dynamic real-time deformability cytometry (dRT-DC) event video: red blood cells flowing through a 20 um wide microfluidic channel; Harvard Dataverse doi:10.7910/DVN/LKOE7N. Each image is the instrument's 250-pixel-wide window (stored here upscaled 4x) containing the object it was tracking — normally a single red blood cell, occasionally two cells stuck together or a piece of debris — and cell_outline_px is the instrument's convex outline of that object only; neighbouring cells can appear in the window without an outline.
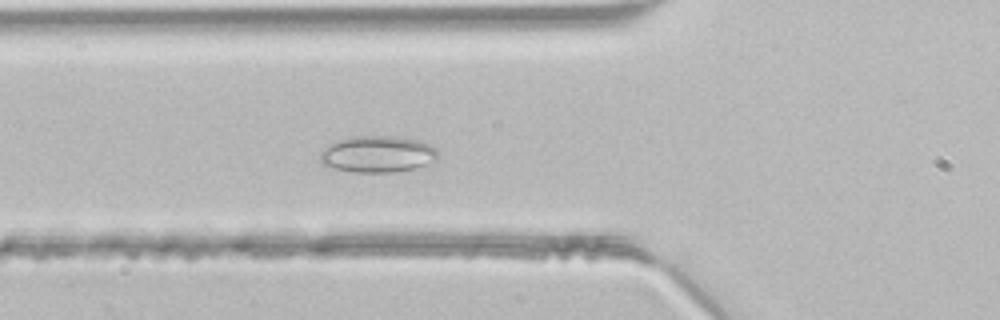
{"species": "common noctule bat (a hibernating species)", "species_latin": "Nyctalus noctula", "temperature_condition": "room temperature", "stored_images_in_passage": 44, "segment_of_instrument_passage": [1, 2], "camera_frame_rate_fps": 3000, "um_per_image_px": 0.085, "animal": {"sex": "male", "body_mass_g": 21.5, "forearm_length_mm": 52.0}, "frame": {"image": 1, "passage_image": 14, "time_ms": 4.333, "image_size_px": [1000, 320], "cell_outline_px": [[440, 152], [436, 160], [412, 168], [392, 172], [352, 172], [336, 168], [324, 164], [320, 160], [320, 152], [336, 140], [356, 136], [392, 136], [420, 140], [428, 144]], "centroid_in_image_um": [32.1, 13.09], "position_along_channel_um": 93.7, "area_um2": 24.8}}
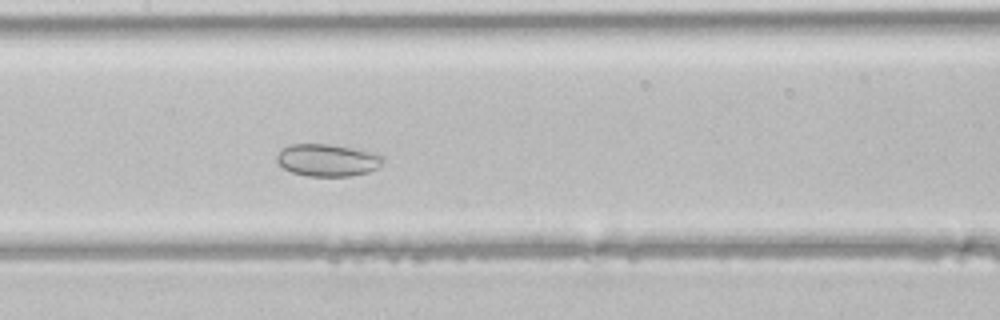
{"frame": {"image": 2, "passage_image": 20, "time_ms": 6.333, "image_size_px": [1000, 320], "cell_outline_px": [[384, 160], [376, 168], [368, 172], [348, 176], [308, 176], [292, 172], [284, 168], [276, 160], [276, 156], [284, 148], [292, 144], [328, 144], [352, 148], [384, 156]], "centroid_in_image_um": [27.82, 13.62], "position_along_channel_um": 179.6, "area_um2": 19.59}}
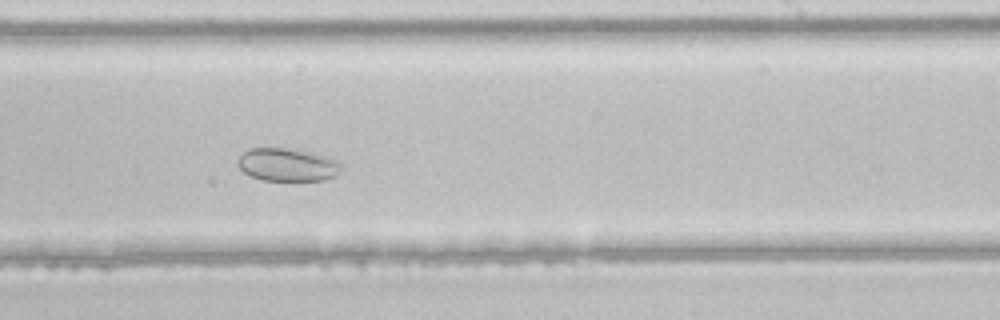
{"frame": {"image": 3, "passage_image": 26, "time_ms": 8.333, "image_size_px": [1000, 320], "cell_outline_px": [[340, 172], [324, 180], [260, 180], [244, 172], [236, 164], [236, 160], [248, 148], [296, 148], [316, 152], [328, 156], [336, 160], [340, 164]], "centroid_in_image_um": [24.42, 13.97], "position_along_channel_um": 264.6, "area_um2": 20.11}}